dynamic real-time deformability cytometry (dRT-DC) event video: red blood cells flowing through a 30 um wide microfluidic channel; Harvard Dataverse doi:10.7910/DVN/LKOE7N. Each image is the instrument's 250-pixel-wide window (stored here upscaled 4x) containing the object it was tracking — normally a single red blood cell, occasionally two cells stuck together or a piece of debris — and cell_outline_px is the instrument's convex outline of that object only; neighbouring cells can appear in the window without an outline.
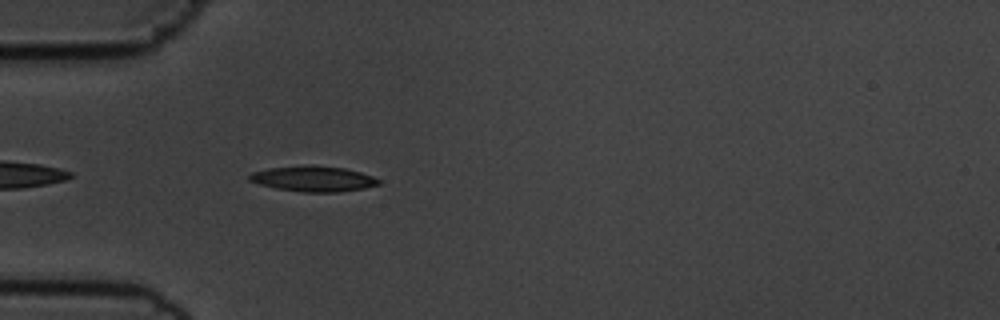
{"species": "common noctule bat (a hibernating species)", "species_latin": "Nyctalus noctula", "temperature_condition": "cold", "stored_images_in_passage": 41, "camera_frame_rate_fps": 3000, "um_per_image_px": 0.085, "animal": {"sex": "male", "body_mass_g": 19.5, "forearm_length_mm": 54.6}, "frame": {"image": 1, "passage_image": 3, "time_ms": 0.667, "image_size_px": [1000, 320], "cell_outline_px": [[380, 184], [364, 188], [336, 192], [300, 192], [276, 188], [260, 184], [248, 180], [248, 176], [252, 172], [268, 168], [304, 164], [312, 164], [344, 168], [360, 172], [372, 176], [380, 180]], "centroid_in_image_um": [26.6, 15.18], "position_along_channel_um": 58.4, "area_um2": 19.36}}
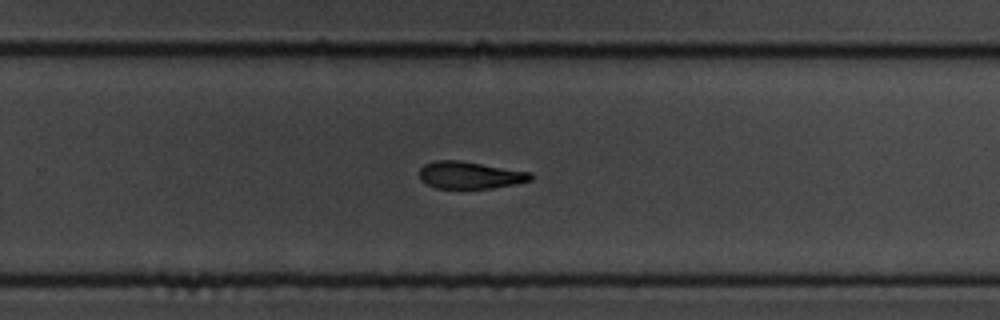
{"frame": {"image": 2, "passage_image": 22, "time_ms": 7.0, "image_size_px": [1000, 320], "cell_outline_px": [[532, 180], [516, 184], [492, 188], [436, 188], [420, 180], [420, 168], [424, 164], [436, 160], [460, 160], [532, 172]], "centroid_in_image_um": [39.96, 14.88], "position_along_channel_um": 289.8, "area_um2": 17.69}}
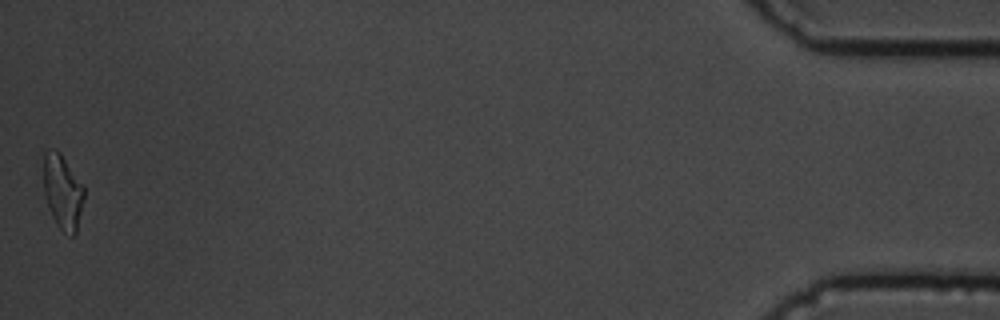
{"frame": {"image": 3, "passage_image": 41, "time_ms": 13.333, "image_size_px": [1000, 320], "cell_outline_px": [[84, 200], [76, 232], [72, 236], [68, 236], [56, 224], [48, 208], [44, 196], [44, 152], [52, 148], [56, 148], [60, 152], [84, 184]], "centroid_in_image_um": [5.33, 16.29], "position_along_channel_um": 429.9, "area_um2": 17.92}, "authors_computed_cell_mechanics": {"area_um2": 18.3226, "velocity_mm_per_s": 3.6397, "shape_relaxation_time_tau1_ms": 2.8185, "shape_relaxation_time_tau2_ms": 11.2209, "deformation_change_tau1": 0.1027, "deformation_change_tau2": 0.2415}}